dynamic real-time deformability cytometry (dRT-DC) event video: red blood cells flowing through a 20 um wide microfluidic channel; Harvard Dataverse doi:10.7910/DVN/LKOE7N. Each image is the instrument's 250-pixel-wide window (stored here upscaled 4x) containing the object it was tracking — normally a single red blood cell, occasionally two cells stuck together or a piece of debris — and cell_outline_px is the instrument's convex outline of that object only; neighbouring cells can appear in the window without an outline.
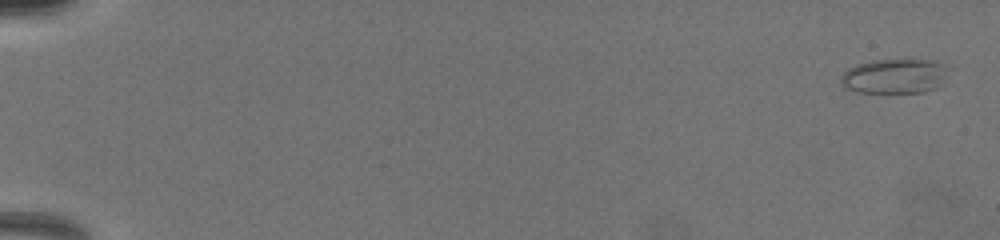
{"species": "common noctule bat (a hibernating species)", "species_latin": "Nyctalus noctula", "temperature_condition": "warm", "stored_images_in_passage": 46, "camera_frame_rate_fps": 3000, "um_per_image_px": 0.085, "animal": {"sex": "female", "body_mass_g": 19.5, "forearm_length_mm": 54.1}, "frame": {"image": 1, "passage_image": 1, "time_ms": 0.0, "image_size_px": [1000, 240], "cell_outline_px": [[944, 76], [936, 88], [924, 92], [856, 92], [844, 88], [840, 84], [840, 76], [848, 68], [856, 64], [872, 60], [936, 60], [944, 64]], "centroid_in_image_um": [75.94, 6.47], "position_along_channel_um": 9.1, "area_um2": 21.56}}
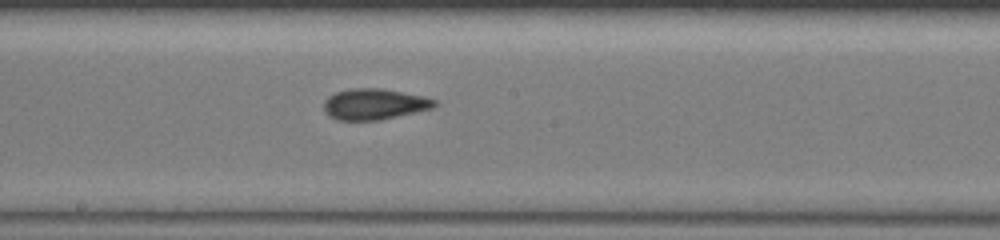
{"frame": {"image": 2, "passage_image": 20, "time_ms": 10.0, "image_size_px": [1000, 240], "cell_outline_px": [[436, 104], [432, 108], [380, 120], [336, 120], [328, 116], [324, 112], [324, 100], [328, 96], [336, 92], [356, 88], [380, 88], [424, 96], [436, 100]], "centroid_in_image_um": [31.78, 8.86], "position_along_channel_um": 216.4, "area_um2": 19.88}}
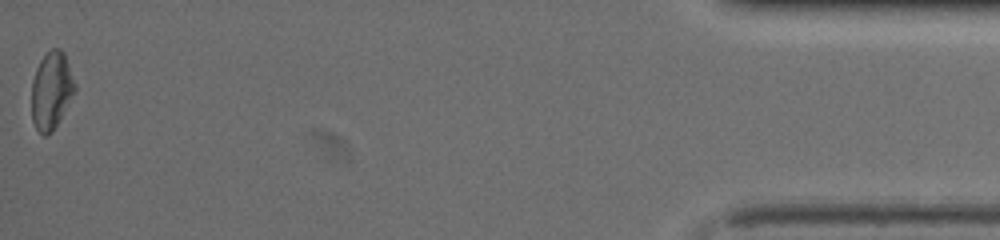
{"frame": {"image": 3, "passage_image": 46, "time_ms": 17.333, "image_size_px": [1000, 240], "cell_outline_px": [[76, 92], [52, 132], [48, 136], [44, 136], [36, 128], [32, 120], [32, 80], [36, 68], [40, 60], [52, 48], [60, 48], [64, 52], [76, 84]], "centroid_in_image_um": [4.38, 7.7], "position_along_channel_um": 430.8, "area_um2": 19.65}, "authors_computed_cell_mechanics": {"area_um2": 19.6231, "velocity_mm_per_s": 4.0629, "shape_relaxation_time_tau1_ms": null, "shape_relaxation_time_tau2_ms": 2.4504, "deformation_change_tau1": null, "deformation_change_tau2": 0.0812}}